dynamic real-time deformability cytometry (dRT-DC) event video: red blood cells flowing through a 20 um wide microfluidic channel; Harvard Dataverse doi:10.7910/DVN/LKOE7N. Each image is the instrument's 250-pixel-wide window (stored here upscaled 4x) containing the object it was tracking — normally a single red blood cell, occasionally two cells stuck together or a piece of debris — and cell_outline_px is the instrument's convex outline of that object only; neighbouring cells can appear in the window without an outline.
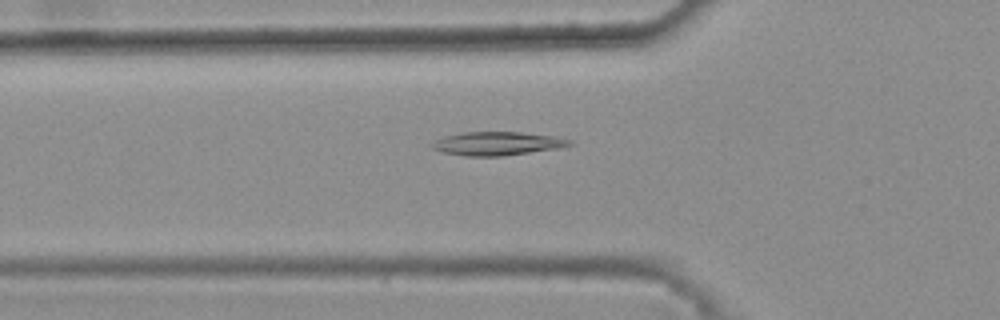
{"species": "common noctule bat (a hibernating species)", "species_latin": "Nyctalus noctula", "temperature_condition": "warm", "stored_images_in_passage": 35, "camera_frame_rate_fps": 3000, "um_per_image_px": 0.085, "animal": {"sex": "female", "body_mass_g": 25.1}, "frame": {"image": 1, "passage_image": 5, "time_ms": 1.333, "image_size_px": [1000, 320], "cell_outline_px": [[576, 144], [556, 148], [500, 156], [464, 156], [444, 152], [432, 148], [428, 144], [432, 140], [444, 136], [464, 132], [520, 132], [552, 136], [572, 140]], "centroid_in_image_um": [42.2, 12.19], "position_along_channel_um": 83.6, "area_um2": 18.79}}
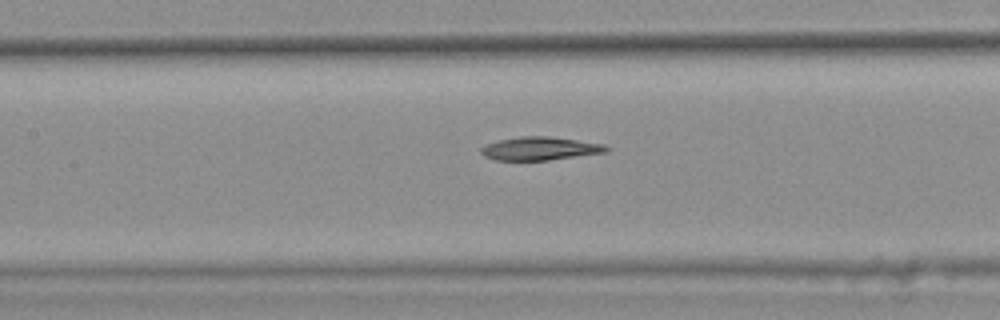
{"frame": {"image": 2, "passage_image": 11, "time_ms": 3.333, "image_size_px": [1000, 320], "cell_outline_px": [[608, 152], [548, 160], [496, 160], [484, 156], [480, 152], [480, 148], [484, 144], [500, 140], [520, 136], [548, 136], [604, 144], [608, 148]], "centroid_in_image_um": [45.86, 12.62], "position_along_channel_um": 161.5, "area_um2": 16.94}}
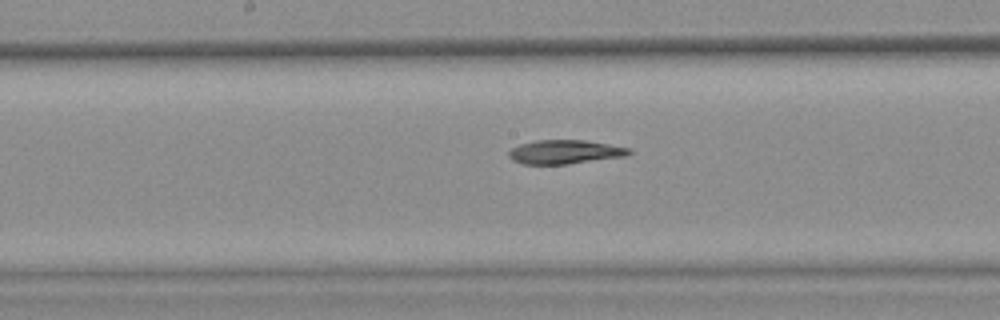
{"frame": {"image": 3, "passage_image": 14, "time_ms": 4.333, "image_size_px": [1000, 320], "cell_outline_px": [[632, 152], [628, 156], [568, 164], [524, 164], [512, 160], [508, 156], [508, 152], [512, 148], [520, 144], [536, 140], [584, 140], [632, 148]], "centroid_in_image_um": [48.04, 12.91], "position_along_channel_um": 200.2, "area_um2": 16.88}}